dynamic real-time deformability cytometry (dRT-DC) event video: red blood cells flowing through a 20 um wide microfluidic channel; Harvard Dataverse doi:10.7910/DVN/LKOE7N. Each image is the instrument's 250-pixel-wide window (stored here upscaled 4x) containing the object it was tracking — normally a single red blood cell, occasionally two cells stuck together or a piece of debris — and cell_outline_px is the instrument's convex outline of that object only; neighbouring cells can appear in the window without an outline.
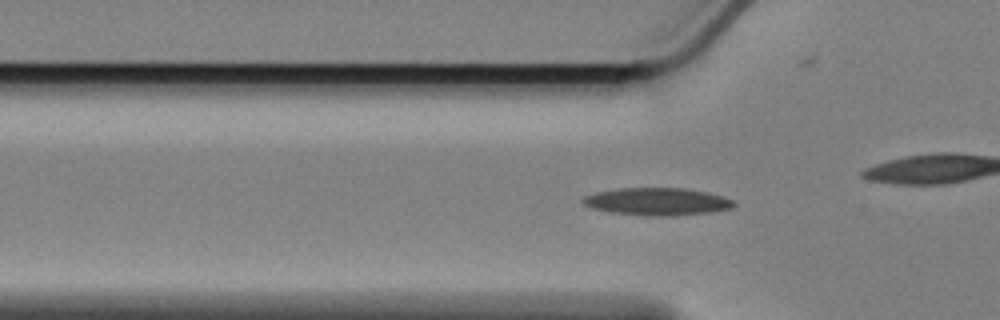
{"species": "Egyptian fruit bat (a non-hibernating species)", "species_latin": "Rousettus aegyptiacus", "temperature_condition": "cold", "stored_images_in_passage": 51, "camera_frame_rate_fps": 3000, "um_per_image_px": 0.085, "animal": {"sex": "female"}, "frame": {"image": 1, "passage_image": 10, "time_ms": 3.0, "image_size_px": [1000, 320], "cell_outline_px": [[736, 204], [732, 208], [712, 212], [676, 216], [644, 216], [608, 212], [592, 208], [584, 204], [580, 200], [584, 196], [596, 192], [620, 188], [684, 188], [708, 192], [724, 196], [732, 200]], "centroid_in_image_um": [55.87, 17.14], "position_along_channel_um": 69.9, "area_um2": 24.51}}
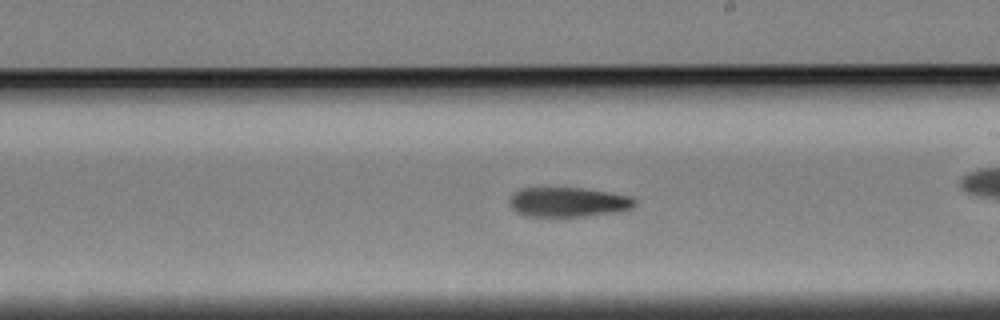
{"frame": {"image": 2, "passage_image": 25, "time_ms": 8.0, "image_size_px": [1000, 320], "cell_outline_px": [[636, 204], [632, 208], [616, 212], [584, 216], [524, 216], [516, 212], [512, 208], [508, 200], [520, 188], [580, 188], [608, 192], [632, 196], [636, 200]], "centroid_in_image_um": [48.3, 17.18], "position_along_channel_um": 240.7, "area_um2": 21.56}}
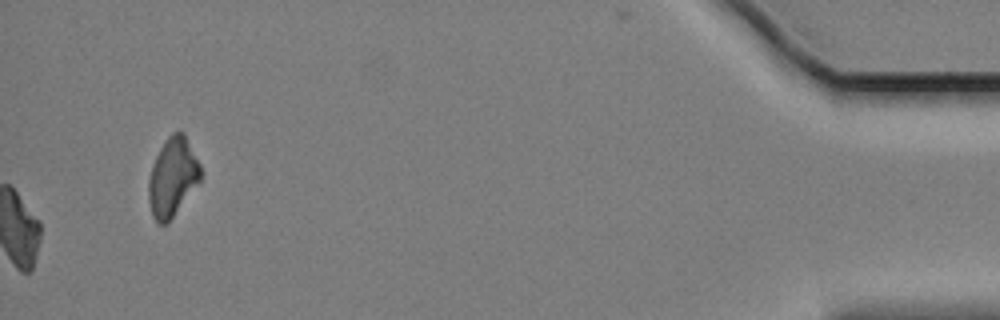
{"frame": {"image": 3, "passage_image": 51, "time_ms": 16.667, "image_size_px": [1000, 320], "cell_outline_px": [[200, 180], [172, 216], [164, 224], [156, 224], [152, 216], [148, 200], [148, 180], [156, 156], [160, 148], [168, 136], [172, 132], [184, 132], [200, 164]], "centroid_in_image_um": [14.64, 15.04], "position_along_channel_um": 420.6, "area_um2": 23.35}, "authors_computed_cell_mechanics": {"area_um2": 22.3686, "velocity_mm_per_s": 3.3942, "shape_relaxation_time_tau1_ms": 4.8869, "shape_relaxation_time_tau2_ms": null, "deformation_change_tau1": 0.1435, "deformation_change_tau2": null}}